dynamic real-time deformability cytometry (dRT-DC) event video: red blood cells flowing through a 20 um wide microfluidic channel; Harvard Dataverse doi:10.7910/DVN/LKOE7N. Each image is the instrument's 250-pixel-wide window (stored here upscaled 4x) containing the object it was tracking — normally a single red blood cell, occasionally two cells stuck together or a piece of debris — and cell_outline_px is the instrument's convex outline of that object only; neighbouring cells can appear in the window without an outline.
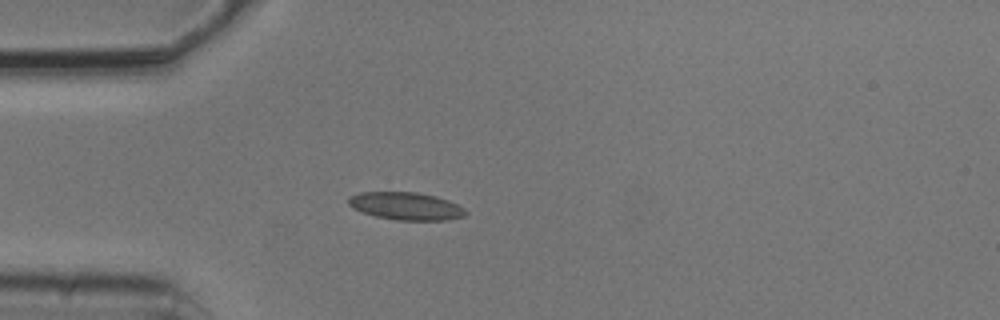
{"species": "common noctule bat (a hibernating species)", "species_latin": "Nyctalus noctula", "temperature_condition": "cold", "stored_images_in_passage": 4, "camera_frame_rate_fps": 3000, "um_per_image_px": 0.085, "animal": {"sex": "male", "body_mass_g": 20.5, "forearm_length_mm": 52.5}, "frame": {"image": 1, "passage_image": 4, "time_ms": 1.0, "image_size_px": [1000, 320], "cell_outline_px": [[468, 212], [464, 216], [448, 220], [396, 220], [376, 216], [352, 208], [348, 204], [348, 196], [360, 192], [416, 192], [436, 196], [448, 200], [464, 208]], "centroid_in_image_um": [34.5, 17.51], "position_along_channel_um": 50.5, "area_um2": 18.9}}